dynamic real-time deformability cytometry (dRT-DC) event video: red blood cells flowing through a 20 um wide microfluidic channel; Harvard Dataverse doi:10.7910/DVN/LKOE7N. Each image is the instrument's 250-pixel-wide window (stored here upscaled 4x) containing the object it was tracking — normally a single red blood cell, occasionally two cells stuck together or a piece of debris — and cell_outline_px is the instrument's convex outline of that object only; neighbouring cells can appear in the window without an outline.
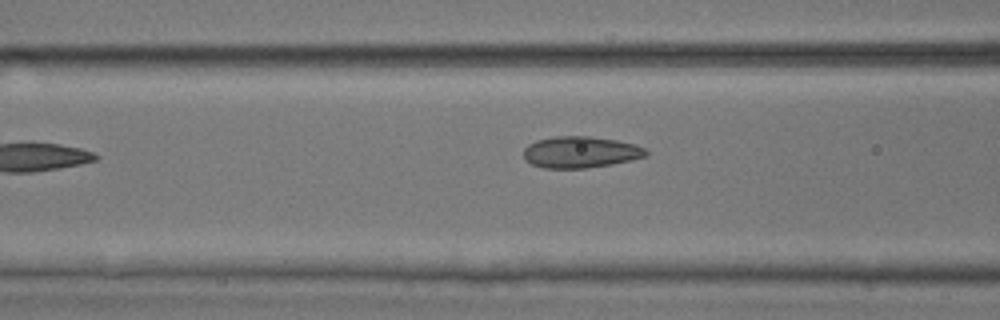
{"species": "common noctule bat (a hibernating species)", "species_latin": "Nyctalus noctula", "temperature_condition": "room temperature", "stored_images_in_passage": 7, "camera_frame_rate_fps": 3000, "um_per_image_px": 0.085, "animal": {"sex": "male", "body_mass_g": 17.9, "forearm_length_mm": 54.2}, "frame": {"image": 1, "passage_image": 6, "time_ms": 1.667, "image_size_px": [1000, 320], "cell_outline_px": [[648, 156], [612, 164], [588, 168], [544, 168], [532, 164], [524, 160], [524, 148], [528, 144], [536, 140], [552, 136], [588, 136], [616, 140], [636, 144], [644, 148], [648, 152]], "centroid_in_image_um": [49.33, 12.93], "position_along_channel_um": 117.3, "area_um2": 22.6}}
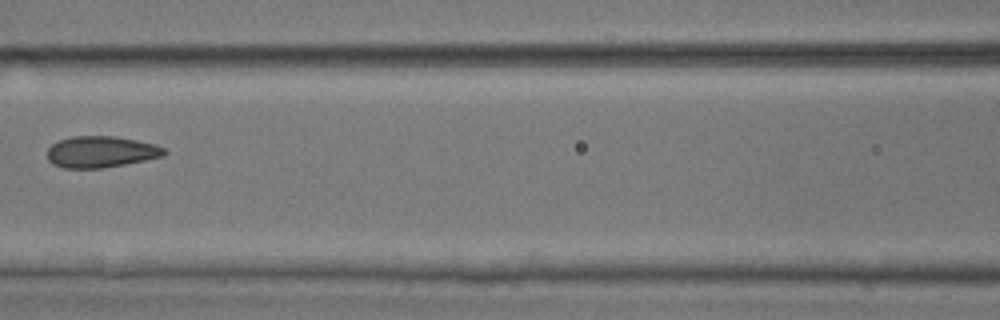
{"frame": {"image": 2, "passage_image": 7, "time_ms": 2.0, "image_size_px": [1000, 320], "cell_outline_px": [[168, 152], [164, 156], [104, 168], [64, 168], [52, 164], [48, 160], [48, 148], [52, 144], [60, 140], [72, 136], [116, 136], [156, 144], [164, 148]], "centroid_in_image_um": [8.59, 12.9], "position_along_channel_um": 158.0, "area_um2": 21.44}}